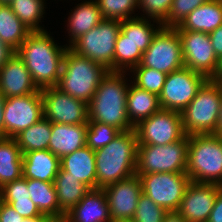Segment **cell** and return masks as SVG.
Segmentation results:
<instances>
[{"mask_svg":"<svg viewBox=\"0 0 222 222\" xmlns=\"http://www.w3.org/2000/svg\"><path fill=\"white\" fill-rule=\"evenodd\" d=\"M68 47L58 46L46 30L32 31L16 53L23 60L37 88L42 90L58 85Z\"/></svg>","mask_w":222,"mask_h":222,"instance_id":"6da1fadb","label":"cell"},{"mask_svg":"<svg viewBox=\"0 0 222 222\" xmlns=\"http://www.w3.org/2000/svg\"><path fill=\"white\" fill-rule=\"evenodd\" d=\"M97 188L136 174L138 140L135 129L121 131L105 147L94 150Z\"/></svg>","mask_w":222,"mask_h":222,"instance_id":"7a4b0ae2","label":"cell"},{"mask_svg":"<svg viewBox=\"0 0 222 222\" xmlns=\"http://www.w3.org/2000/svg\"><path fill=\"white\" fill-rule=\"evenodd\" d=\"M125 72H108L88 103V121L112 125L120 131L134 129L127 115L128 83Z\"/></svg>","mask_w":222,"mask_h":222,"instance_id":"3957f363","label":"cell"},{"mask_svg":"<svg viewBox=\"0 0 222 222\" xmlns=\"http://www.w3.org/2000/svg\"><path fill=\"white\" fill-rule=\"evenodd\" d=\"M108 72L109 70L102 65L76 54L68 47L56 87L88 104Z\"/></svg>","mask_w":222,"mask_h":222,"instance_id":"277c9868","label":"cell"},{"mask_svg":"<svg viewBox=\"0 0 222 222\" xmlns=\"http://www.w3.org/2000/svg\"><path fill=\"white\" fill-rule=\"evenodd\" d=\"M186 174L192 182L222 186V142L214 134L188 135Z\"/></svg>","mask_w":222,"mask_h":222,"instance_id":"5b68a950","label":"cell"},{"mask_svg":"<svg viewBox=\"0 0 222 222\" xmlns=\"http://www.w3.org/2000/svg\"><path fill=\"white\" fill-rule=\"evenodd\" d=\"M222 96V83L208 79L181 112L186 135L214 134Z\"/></svg>","mask_w":222,"mask_h":222,"instance_id":"8992f818","label":"cell"},{"mask_svg":"<svg viewBox=\"0 0 222 222\" xmlns=\"http://www.w3.org/2000/svg\"><path fill=\"white\" fill-rule=\"evenodd\" d=\"M121 21L103 19L89 32L76 39L69 48L114 72V51Z\"/></svg>","mask_w":222,"mask_h":222,"instance_id":"52a82bcc","label":"cell"},{"mask_svg":"<svg viewBox=\"0 0 222 222\" xmlns=\"http://www.w3.org/2000/svg\"><path fill=\"white\" fill-rule=\"evenodd\" d=\"M189 139L167 145H138L136 174L186 173Z\"/></svg>","mask_w":222,"mask_h":222,"instance_id":"ba28073f","label":"cell"},{"mask_svg":"<svg viewBox=\"0 0 222 222\" xmlns=\"http://www.w3.org/2000/svg\"><path fill=\"white\" fill-rule=\"evenodd\" d=\"M140 65L169 74L184 67L181 38L174 27H162L142 54Z\"/></svg>","mask_w":222,"mask_h":222,"instance_id":"9c48e42d","label":"cell"},{"mask_svg":"<svg viewBox=\"0 0 222 222\" xmlns=\"http://www.w3.org/2000/svg\"><path fill=\"white\" fill-rule=\"evenodd\" d=\"M141 179L142 192L167 212L177 211L191 183L186 173L137 174Z\"/></svg>","mask_w":222,"mask_h":222,"instance_id":"30bf717a","label":"cell"},{"mask_svg":"<svg viewBox=\"0 0 222 222\" xmlns=\"http://www.w3.org/2000/svg\"><path fill=\"white\" fill-rule=\"evenodd\" d=\"M207 80L205 75L186 67L167 74L162 92L158 96L161 109L181 113Z\"/></svg>","mask_w":222,"mask_h":222,"instance_id":"8fae6325","label":"cell"},{"mask_svg":"<svg viewBox=\"0 0 222 222\" xmlns=\"http://www.w3.org/2000/svg\"><path fill=\"white\" fill-rule=\"evenodd\" d=\"M138 145H167L186 136L182 115L179 112L160 109L134 127Z\"/></svg>","mask_w":222,"mask_h":222,"instance_id":"7c38bea8","label":"cell"},{"mask_svg":"<svg viewBox=\"0 0 222 222\" xmlns=\"http://www.w3.org/2000/svg\"><path fill=\"white\" fill-rule=\"evenodd\" d=\"M3 115L4 134L15 138L44 117L41 92L6 98Z\"/></svg>","mask_w":222,"mask_h":222,"instance_id":"4fadbf2b","label":"cell"},{"mask_svg":"<svg viewBox=\"0 0 222 222\" xmlns=\"http://www.w3.org/2000/svg\"><path fill=\"white\" fill-rule=\"evenodd\" d=\"M44 118L51 123L87 124L88 104L62 92L57 87L41 90Z\"/></svg>","mask_w":222,"mask_h":222,"instance_id":"5bb4252c","label":"cell"},{"mask_svg":"<svg viewBox=\"0 0 222 222\" xmlns=\"http://www.w3.org/2000/svg\"><path fill=\"white\" fill-rule=\"evenodd\" d=\"M182 44L184 67L205 75L210 79L218 65L208 33L178 31Z\"/></svg>","mask_w":222,"mask_h":222,"instance_id":"9a60e30c","label":"cell"},{"mask_svg":"<svg viewBox=\"0 0 222 222\" xmlns=\"http://www.w3.org/2000/svg\"><path fill=\"white\" fill-rule=\"evenodd\" d=\"M112 222L132 220L141 196L142 184L137 174L104 188Z\"/></svg>","mask_w":222,"mask_h":222,"instance_id":"2e32d148","label":"cell"},{"mask_svg":"<svg viewBox=\"0 0 222 222\" xmlns=\"http://www.w3.org/2000/svg\"><path fill=\"white\" fill-rule=\"evenodd\" d=\"M222 186L218 184L192 182L180 202L177 212L186 222H207L218 192Z\"/></svg>","mask_w":222,"mask_h":222,"instance_id":"e0dca14e","label":"cell"},{"mask_svg":"<svg viewBox=\"0 0 222 222\" xmlns=\"http://www.w3.org/2000/svg\"><path fill=\"white\" fill-rule=\"evenodd\" d=\"M0 92L6 98L41 92L23 60L15 53L0 69Z\"/></svg>","mask_w":222,"mask_h":222,"instance_id":"ac0fdd59","label":"cell"},{"mask_svg":"<svg viewBox=\"0 0 222 222\" xmlns=\"http://www.w3.org/2000/svg\"><path fill=\"white\" fill-rule=\"evenodd\" d=\"M65 217L68 222H112L104 189H90Z\"/></svg>","mask_w":222,"mask_h":222,"instance_id":"d6986e66","label":"cell"},{"mask_svg":"<svg viewBox=\"0 0 222 222\" xmlns=\"http://www.w3.org/2000/svg\"><path fill=\"white\" fill-rule=\"evenodd\" d=\"M87 124L52 123L48 149L59 159L86 146Z\"/></svg>","mask_w":222,"mask_h":222,"instance_id":"ffe728a7","label":"cell"},{"mask_svg":"<svg viewBox=\"0 0 222 222\" xmlns=\"http://www.w3.org/2000/svg\"><path fill=\"white\" fill-rule=\"evenodd\" d=\"M60 168L90 189H97L95 152L87 145L63 156Z\"/></svg>","mask_w":222,"mask_h":222,"instance_id":"44dd1931","label":"cell"},{"mask_svg":"<svg viewBox=\"0 0 222 222\" xmlns=\"http://www.w3.org/2000/svg\"><path fill=\"white\" fill-rule=\"evenodd\" d=\"M222 25L221 0H208L195 10L176 27L177 31H198L211 33Z\"/></svg>","mask_w":222,"mask_h":222,"instance_id":"7402d4cb","label":"cell"},{"mask_svg":"<svg viewBox=\"0 0 222 222\" xmlns=\"http://www.w3.org/2000/svg\"><path fill=\"white\" fill-rule=\"evenodd\" d=\"M60 168V159L49 149L23 154V177L53 183Z\"/></svg>","mask_w":222,"mask_h":222,"instance_id":"603a6c76","label":"cell"},{"mask_svg":"<svg viewBox=\"0 0 222 222\" xmlns=\"http://www.w3.org/2000/svg\"><path fill=\"white\" fill-rule=\"evenodd\" d=\"M127 93V115L133 127L158 112L159 97L130 83Z\"/></svg>","mask_w":222,"mask_h":222,"instance_id":"cb8c5ba5","label":"cell"},{"mask_svg":"<svg viewBox=\"0 0 222 222\" xmlns=\"http://www.w3.org/2000/svg\"><path fill=\"white\" fill-rule=\"evenodd\" d=\"M103 20V16L94 0L78 4L68 17L69 46L80 36L89 32Z\"/></svg>","mask_w":222,"mask_h":222,"instance_id":"d4e9b609","label":"cell"},{"mask_svg":"<svg viewBox=\"0 0 222 222\" xmlns=\"http://www.w3.org/2000/svg\"><path fill=\"white\" fill-rule=\"evenodd\" d=\"M23 177V154L15 138H0V188Z\"/></svg>","mask_w":222,"mask_h":222,"instance_id":"484cf974","label":"cell"},{"mask_svg":"<svg viewBox=\"0 0 222 222\" xmlns=\"http://www.w3.org/2000/svg\"><path fill=\"white\" fill-rule=\"evenodd\" d=\"M53 184L56 189L59 207L65 214L77 205L90 190L87 185L76 180L70 173L61 168H59Z\"/></svg>","mask_w":222,"mask_h":222,"instance_id":"4316f807","label":"cell"},{"mask_svg":"<svg viewBox=\"0 0 222 222\" xmlns=\"http://www.w3.org/2000/svg\"><path fill=\"white\" fill-rule=\"evenodd\" d=\"M27 187L31 201L36 205L41 214L48 218H60L66 215L59 207L53 183L27 179Z\"/></svg>","mask_w":222,"mask_h":222,"instance_id":"83f0119b","label":"cell"},{"mask_svg":"<svg viewBox=\"0 0 222 222\" xmlns=\"http://www.w3.org/2000/svg\"><path fill=\"white\" fill-rule=\"evenodd\" d=\"M31 32L9 4H0V39L4 43L16 51Z\"/></svg>","mask_w":222,"mask_h":222,"instance_id":"f1b7e54d","label":"cell"},{"mask_svg":"<svg viewBox=\"0 0 222 222\" xmlns=\"http://www.w3.org/2000/svg\"><path fill=\"white\" fill-rule=\"evenodd\" d=\"M153 26L154 23L151 24V20H148L146 16H137L121 21L120 31L125 35L126 39H129L144 53L152 43L154 36L163 27V24L156 25V27L158 26L157 28Z\"/></svg>","mask_w":222,"mask_h":222,"instance_id":"f546056e","label":"cell"},{"mask_svg":"<svg viewBox=\"0 0 222 222\" xmlns=\"http://www.w3.org/2000/svg\"><path fill=\"white\" fill-rule=\"evenodd\" d=\"M52 123L44 117L19 133L15 139L22 154L30 151L48 149L51 139Z\"/></svg>","mask_w":222,"mask_h":222,"instance_id":"4dcf8cb0","label":"cell"},{"mask_svg":"<svg viewBox=\"0 0 222 222\" xmlns=\"http://www.w3.org/2000/svg\"><path fill=\"white\" fill-rule=\"evenodd\" d=\"M142 52L120 31L115 43L114 72H127L138 66ZM125 69V70H124Z\"/></svg>","mask_w":222,"mask_h":222,"instance_id":"1f68e13d","label":"cell"},{"mask_svg":"<svg viewBox=\"0 0 222 222\" xmlns=\"http://www.w3.org/2000/svg\"><path fill=\"white\" fill-rule=\"evenodd\" d=\"M45 0H12L10 2L13 13L31 30L44 31L39 26L45 13Z\"/></svg>","mask_w":222,"mask_h":222,"instance_id":"d6a6232c","label":"cell"},{"mask_svg":"<svg viewBox=\"0 0 222 222\" xmlns=\"http://www.w3.org/2000/svg\"><path fill=\"white\" fill-rule=\"evenodd\" d=\"M103 19L119 20L137 17L132 16L138 7V0H95Z\"/></svg>","mask_w":222,"mask_h":222,"instance_id":"836d02e7","label":"cell"},{"mask_svg":"<svg viewBox=\"0 0 222 222\" xmlns=\"http://www.w3.org/2000/svg\"><path fill=\"white\" fill-rule=\"evenodd\" d=\"M130 72L134 74L133 79L135 80L133 82L136 86L157 96L161 94L167 74L152 68L143 67L140 64Z\"/></svg>","mask_w":222,"mask_h":222,"instance_id":"e575fe53","label":"cell"},{"mask_svg":"<svg viewBox=\"0 0 222 222\" xmlns=\"http://www.w3.org/2000/svg\"><path fill=\"white\" fill-rule=\"evenodd\" d=\"M121 131L116 127L100 122L88 121L86 145L96 150L108 145Z\"/></svg>","mask_w":222,"mask_h":222,"instance_id":"d590c367","label":"cell"},{"mask_svg":"<svg viewBox=\"0 0 222 222\" xmlns=\"http://www.w3.org/2000/svg\"><path fill=\"white\" fill-rule=\"evenodd\" d=\"M167 211L155 204L147 195L141 194L132 218L135 222H163Z\"/></svg>","mask_w":222,"mask_h":222,"instance_id":"8d00e7d4","label":"cell"},{"mask_svg":"<svg viewBox=\"0 0 222 222\" xmlns=\"http://www.w3.org/2000/svg\"><path fill=\"white\" fill-rule=\"evenodd\" d=\"M208 0H173L167 19L163 27L178 26L193 10Z\"/></svg>","mask_w":222,"mask_h":222,"instance_id":"74e56055","label":"cell"},{"mask_svg":"<svg viewBox=\"0 0 222 222\" xmlns=\"http://www.w3.org/2000/svg\"><path fill=\"white\" fill-rule=\"evenodd\" d=\"M173 0H138V9L156 24H162L168 17Z\"/></svg>","mask_w":222,"mask_h":222,"instance_id":"f35d334b","label":"cell"},{"mask_svg":"<svg viewBox=\"0 0 222 222\" xmlns=\"http://www.w3.org/2000/svg\"><path fill=\"white\" fill-rule=\"evenodd\" d=\"M22 198H30L27 178L22 177L6 183L0 188V200H17Z\"/></svg>","mask_w":222,"mask_h":222,"instance_id":"ab89813d","label":"cell"},{"mask_svg":"<svg viewBox=\"0 0 222 222\" xmlns=\"http://www.w3.org/2000/svg\"><path fill=\"white\" fill-rule=\"evenodd\" d=\"M8 203L14 208L23 218H30L36 216H45L40 213L36 205L31 201L30 198H22L17 200H1Z\"/></svg>","mask_w":222,"mask_h":222,"instance_id":"60d3db41","label":"cell"},{"mask_svg":"<svg viewBox=\"0 0 222 222\" xmlns=\"http://www.w3.org/2000/svg\"><path fill=\"white\" fill-rule=\"evenodd\" d=\"M23 219L13 207L0 200V222H20Z\"/></svg>","mask_w":222,"mask_h":222,"instance_id":"b9f144b4","label":"cell"},{"mask_svg":"<svg viewBox=\"0 0 222 222\" xmlns=\"http://www.w3.org/2000/svg\"><path fill=\"white\" fill-rule=\"evenodd\" d=\"M215 55L219 59L222 56V25L209 33Z\"/></svg>","mask_w":222,"mask_h":222,"instance_id":"7bdbcfd3","label":"cell"},{"mask_svg":"<svg viewBox=\"0 0 222 222\" xmlns=\"http://www.w3.org/2000/svg\"><path fill=\"white\" fill-rule=\"evenodd\" d=\"M207 222H222V189L218 192Z\"/></svg>","mask_w":222,"mask_h":222,"instance_id":"ee69618b","label":"cell"},{"mask_svg":"<svg viewBox=\"0 0 222 222\" xmlns=\"http://www.w3.org/2000/svg\"><path fill=\"white\" fill-rule=\"evenodd\" d=\"M16 53L9 45L4 43L0 39V69L6 64V62Z\"/></svg>","mask_w":222,"mask_h":222,"instance_id":"f6af8a7d","label":"cell"},{"mask_svg":"<svg viewBox=\"0 0 222 222\" xmlns=\"http://www.w3.org/2000/svg\"><path fill=\"white\" fill-rule=\"evenodd\" d=\"M6 101L5 95L0 92V138H6L4 134V104Z\"/></svg>","mask_w":222,"mask_h":222,"instance_id":"bcb514c9","label":"cell"},{"mask_svg":"<svg viewBox=\"0 0 222 222\" xmlns=\"http://www.w3.org/2000/svg\"><path fill=\"white\" fill-rule=\"evenodd\" d=\"M163 222H186V220L177 211H171L165 214Z\"/></svg>","mask_w":222,"mask_h":222,"instance_id":"7dc6e473","label":"cell"},{"mask_svg":"<svg viewBox=\"0 0 222 222\" xmlns=\"http://www.w3.org/2000/svg\"><path fill=\"white\" fill-rule=\"evenodd\" d=\"M210 80L222 83V56L218 59L217 69Z\"/></svg>","mask_w":222,"mask_h":222,"instance_id":"c3c4849f","label":"cell"},{"mask_svg":"<svg viewBox=\"0 0 222 222\" xmlns=\"http://www.w3.org/2000/svg\"><path fill=\"white\" fill-rule=\"evenodd\" d=\"M214 135L216 136L222 135V96H221V101H220L219 115L217 119V127L214 132Z\"/></svg>","mask_w":222,"mask_h":222,"instance_id":"681fc988","label":"cell"},{"mask_svg":"<svg viewBox=\"0 0 222 222\" xmlns=\"http://www.w3.org/2000/svg\"><path fill=\"white\" fill-rule=\"evenodd\" d=\"M47 219H48L47 216H36V217L24 218L20 222H45Z\"/></svg>","mask_w":222,"mask_h":222,"instance_id":"f907efd6","label":"cell"},{"mask_svg":"<svg viewBox=\"0 0 222 222\" xmlns=\"http://www.w3.org/2000/svg\"><path fill=\"white\" fill-rule=\"evenodd\" d=\"M45 222H68L66 217H60V218H48Z\"/></svg>","mask_w":222,"mask_h":222,"instance_id":"816d5d0a","label":"cell"},{"mask_svg":"<svg viewBox=\"0 0 222 222\" xmlns=\"http://www.w3.org/2000/svg\"><path fill=\"white\" fill-rule=\"evenodd\" d=\"M12 0H0V4H10Z\"/></svg>","mask_w":222,"mask_h":222,"instance_id":"f5cc1de1","label":"cell"},{"mask_svg":"<svg viewBox=\"0 0 222 222\" xmlns=\"http://www.w3.org/2000/svg\"><path fill=\"white\" fill-rule=\"evenodd\" d=\"M119 222H135L133 220H123V221H119Z\"/></svg>","mask_w":222,"mask_h":222,"instance_id":"db71d44e","label":"cell"},{"mask_svg":"<svg viewBox=\"0 0 222 222\" xmlns=\"http://www.w3.org/2000/svg\"><path fill=\"white\" fill-rule=\"evenodd\" d=\"M218 137L220 138V140H221V142H222V135H219Z\"/></svg>","mask_w":222,"mask_h":222,"instance_id":"11a10c76","label":"cell"}]
</instances>
